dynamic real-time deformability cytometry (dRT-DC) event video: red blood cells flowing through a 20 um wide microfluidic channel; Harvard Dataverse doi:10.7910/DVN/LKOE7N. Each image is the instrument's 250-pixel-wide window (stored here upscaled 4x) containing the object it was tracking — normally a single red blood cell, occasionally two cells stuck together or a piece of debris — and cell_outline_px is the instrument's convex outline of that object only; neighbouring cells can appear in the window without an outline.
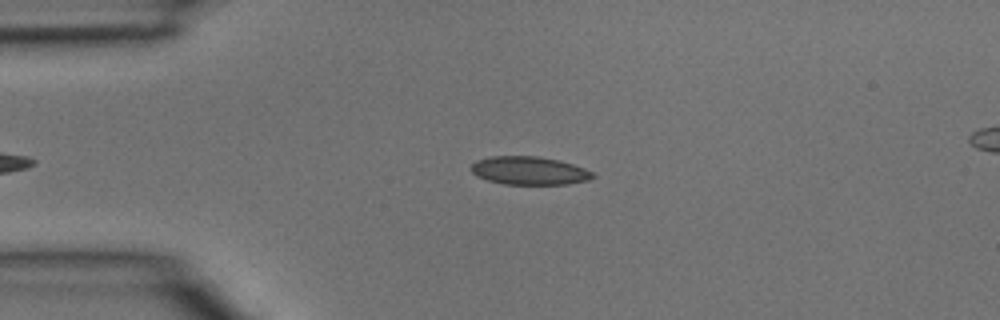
{"species": "common noctule bat (a hibernating species)", "species_latin": "Nyctalus noctula", "temperature_condition": "room temperature", "stored_images_in_passage": 3, "camera_frame_rate_fps": 3000, "um_per_image_px": 0.085, "animal": {"sex": "male", "body_mass_g": 15.6}, "frame": {"image": 1, "passage_image": 2, "time_ms": 0.333, "image_size_px": [1000, 320], "cell_outline_px": [[596, 176], [588, 180], [568, 184], [504, 184], [488, 180], [476, 176], [468, 168], [476, 160], [492, 156], [536, 156], [560, 160], [584, 168], [592, 172]], "centroid_in_image_um": [44.96, 14.5], "position_along_channel_um": 40.0, "area_um2": 20.06}}